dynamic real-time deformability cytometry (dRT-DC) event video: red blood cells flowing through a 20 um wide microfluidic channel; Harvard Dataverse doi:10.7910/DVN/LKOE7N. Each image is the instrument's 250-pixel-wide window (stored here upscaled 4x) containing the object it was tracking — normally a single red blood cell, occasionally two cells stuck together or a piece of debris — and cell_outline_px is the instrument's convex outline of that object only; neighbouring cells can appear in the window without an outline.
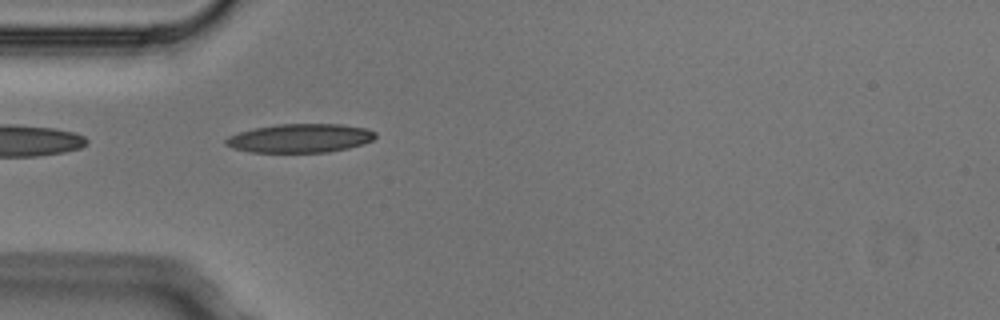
{"species": "Egyptian fruit bat (a non-hibernating species)", "species_latin": "Rousettus aegyptiacus", "temperature_condition": "cold", "stored_images_in_passage": 5, "camera_frame_rate_fps": 3000, "um_per_image_px": 0.085, "animal": {"sex": "male"}, "frame": {"image": 1, "passage_image": 5, "time_ms": 1.333, "image_size_px": [1000, 320], "cell_outline_px": [[376, 136], [372, 140], [364, 144], [348, 148], [328, 152], [248, 152], [232, 148], [224, 144], [224, 140], [228, 136], [252, 128], [276, 124], [344, 124], [368, 128], [376, 132]], "centroid_in_image_um": [25.51, 11.74], "position_along_channel_um": 59.5, "area_um2": 25.37}}